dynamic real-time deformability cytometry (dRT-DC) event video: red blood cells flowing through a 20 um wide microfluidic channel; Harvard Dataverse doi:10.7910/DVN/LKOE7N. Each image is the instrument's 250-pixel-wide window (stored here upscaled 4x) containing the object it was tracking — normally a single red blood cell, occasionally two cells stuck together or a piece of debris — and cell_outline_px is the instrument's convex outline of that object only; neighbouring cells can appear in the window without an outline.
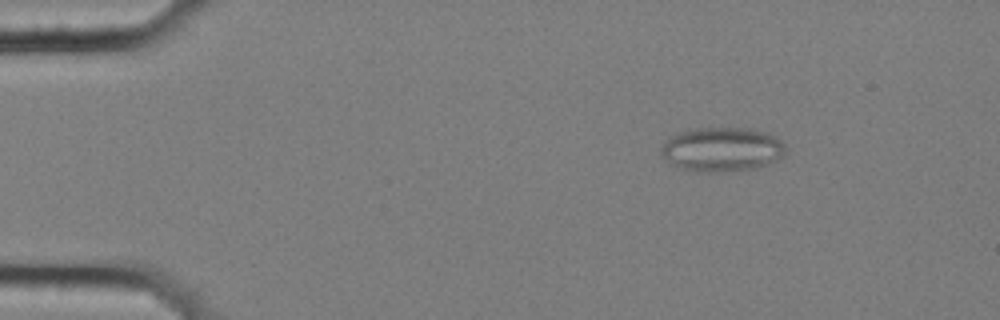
{"species": "common noctule bat (a hibernating species)", "species_latin": "Nyctalus noctula", "temperature_condition": "cold", "stored_images_in_passage": 55, "segment_of_instrument_passage": [1, 2], "camera_frame_rate_fps": 3000, "um_per_image_px": 0.085, "animal": {"sex": "female", "body_mass_g": 25.1}, "frame": {"image": 1, "passage_image": 7, "time_ms": 2.0, "image_size_px": [1000, 320], "cell_outline_px": [[784, 152], [780, 156], [764, 164], [752, 168], [716, 172], [700, 172], [680, 168], [664, 156], [660, 152], [660, 148], [668, 136], [680, 132], [696, 128], [748, 128], [764, 132], [780, 140], [784, 144]], "centroid_in_image_um": [61.29, 12.68], "position_along_channel_um": 23.7, "area_um2": 31.39}}